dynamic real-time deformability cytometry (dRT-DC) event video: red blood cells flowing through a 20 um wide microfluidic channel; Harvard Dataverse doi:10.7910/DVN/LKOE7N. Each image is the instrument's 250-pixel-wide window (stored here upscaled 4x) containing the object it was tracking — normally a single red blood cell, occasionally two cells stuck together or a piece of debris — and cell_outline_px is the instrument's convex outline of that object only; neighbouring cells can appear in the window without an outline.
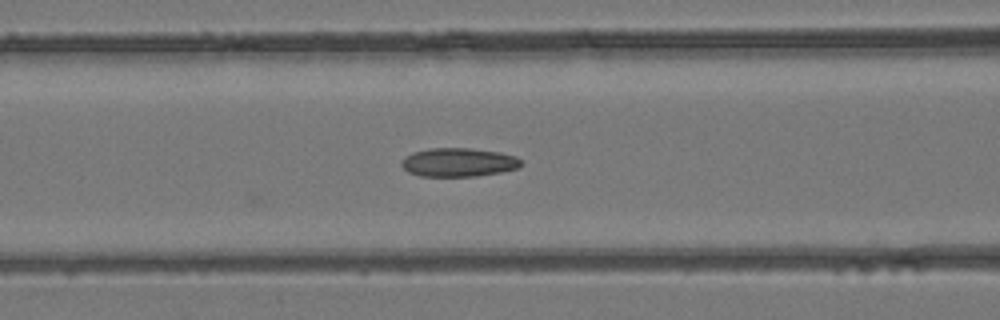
{"species": "common noctule bat (a hibernating species)", "species_latin": "Nyctalus noctula", "temperature_condition": "room temperature", "stored_images_in_passage": 5, "camera_frame_rate_fps": 3000, "um_per_image_px": 0.085, "animal": {"sex": "female", "body_mass_g": 24.6, "forearm_length_mm": 56.2}, "frame": {"image": 1, "passage_image": 5, "time_ms": 1.333, "image_size_px": [1000, 320], "cell_outline_px": [[524, 164], [520, 168], [500, 172], [476, 176], [420, 176], [408, 172], [400, 164], [404, 156], [412, 152], [428, 148], [468, 148], [500, 152], [516, 156], [524, 160]], "centroid_in_image_um": [39.0, 13.79], "position_along_channel_um": 127.6, "area_um2": 20.29}}